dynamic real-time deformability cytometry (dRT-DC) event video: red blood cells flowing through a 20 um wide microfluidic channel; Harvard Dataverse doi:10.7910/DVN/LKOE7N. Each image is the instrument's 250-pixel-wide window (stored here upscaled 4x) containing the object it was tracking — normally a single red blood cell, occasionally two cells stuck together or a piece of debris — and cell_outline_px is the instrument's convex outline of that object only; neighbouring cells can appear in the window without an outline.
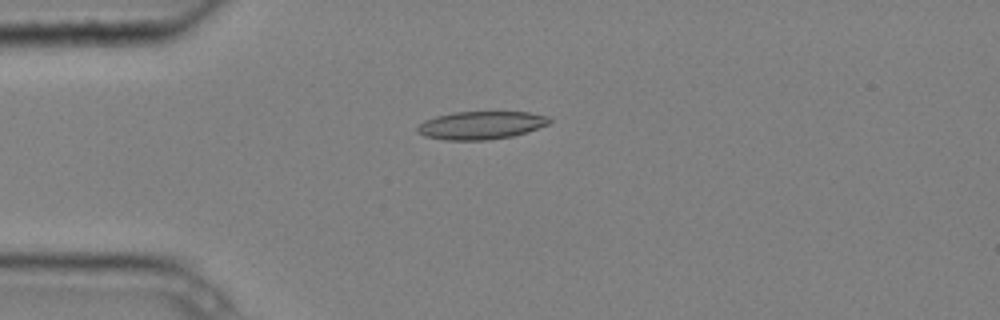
{"species": "common noctule bat (a hibernating species)", "species_latin": "Nyctalus noctula", "temperature_condition": "cold", "stored_images_in_passage": 6, "camera_frame_rate_fps": 3000, "um_per_image_px": 0.085, "animal": {"sex": "male", "body_mass_g": 20.4}, "frame": {"image": 1, "passage_image": 6, "time_ms": 1.667, "image_size_px": [1000, 320], "cell_outline_px": [[552, 120], [548, 124], [528, 132], [512, 136], [488, 140], [444, 140], [424, 136], [416, 132], [416, 128], [424, 120], [436, 116], [452, 112], [528, 112], [548, 116]], "centroid_in_image_um": [40.87, 10.65], "position_along_channel_um": 44.1, "area_um2": 21.68}}